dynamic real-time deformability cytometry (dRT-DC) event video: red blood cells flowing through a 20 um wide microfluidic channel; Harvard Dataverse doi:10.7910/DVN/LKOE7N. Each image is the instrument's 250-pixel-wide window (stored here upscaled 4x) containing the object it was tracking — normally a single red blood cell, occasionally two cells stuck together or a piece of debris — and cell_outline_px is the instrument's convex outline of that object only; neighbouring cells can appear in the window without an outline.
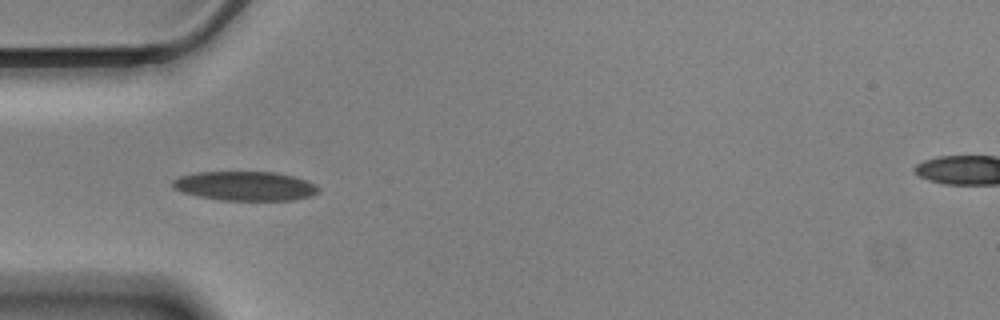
{"species": "Egyptian fruit bat (a non-hibernating species)", "species_latin": "Rousettus aegyptiacus", "temperature_condition": "cold", "stored_images_in_passage": 10, "camera_frame_rate_fps": 3000, "um_per_image_px": 0.085, "animal": {"sex": "male"}, "frame": {"image": 1, "passage_image": 4, "time_ms": 1.0, "image_size_px": [1000, 320], "cell_outline_px": [[320, 192], [312, 196], [292, 200], [220, 200], [196, 196], [180, 192], [172, 188], [172, 180], [180, 176], [196, 172], [276, 172], [292, 176], [316, 184], [320, 188]], "centroid_in_image_um": [20.81, 15.81], "position_along_channel_um": 64.2, "area_um2": 25.09}}
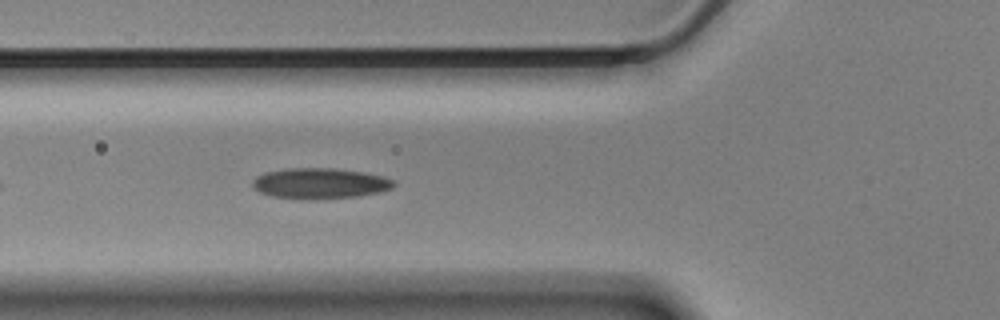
{"frame": {"image": 2, "passage_image": 7, "time_ms": 2.0, "image_size_px": [1000, 320], "cell_outline_px": [[396, 184], [392, 188], [380, 192], [360, 196], [272, 196], [260, 192], [252, 184], [252, 180], [256, 176], [264, 172], [288, 168], [336, 168], [364, 172], [384, 176], [392, 180]], "centroid_in_image_um": [27.24, 15.52], "position_along_channel_um": 98.6, "area_um2": 24.16}}